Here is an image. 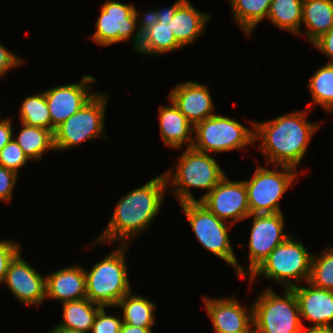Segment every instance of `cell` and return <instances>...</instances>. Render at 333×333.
Masks as SVG:
<instances>
[{
    "mask_svg": "<svg viewBox=\"0 0 333 333\" xmlns=\"http://www.w3.org/2000/svg\"><path fill=\"white\" fill-rule=\"evenodd\" d=\"M168 191L164 173L122 195L114 206L112 216L92 246L103 244L131 245L147 230L162 209Z\"/></svg>",
    "mask_w": 333,
    "mask_h": 333,
    "instance_id": "6da1fadb",
    "label": "cell"
},
{
    "mask_svg": "<svg viewBox=\"0 0 333 333\" xmlns=\"http://www.w3.org/2000/svg\"><path fill=\"white\" fill-rule=\"evenodd\" d=\"M307 110L284 113L267 121H255V143L264 154L266 166L297 168L321 122L308 121ZM260 141V143H259Z\"/></svg>",
    "mask_w": 333,
    "mask_h": 333,
    "instance_id": "7a4b0ae2",
    "label": "cell"
},
{
    "mask_svg": "<svg viewBox=\"0 0 333 333\" xmlns=\"http://www.w3.org/2000/svg\"><path fill=\"white\" fill-rule=\"evenodd\" d=\"M178 159L163 173L167 187L179 204L200 202L226 176L214 155L193 147L185 148ZM191 188L205 190V193L197 199L191 193Z\"/></svg>",
    "mask_w": 333,
    "mask_h": 333,
    "instance_id": "3957f363",
    "label": "cell"
},
{
    "mask_svg": "<svg viewBox=\"0 0 333 333\" xmlns=\"http://www.w3.org/2000/svg\"><path fill=\"white\" fill-rule=\"evenodd\" d=\"M118 247V248H117ZM130 245H119L90 270L85 269L87 298L102 307H116L126 294L131 292L126 264Z\"/></svg>",
    "mask_w": 333,
    "mask_h": 333,
    "instance_id": "277c9868",
    "label": "cell"
},
{
    "mask_svg": "<svg viewBox=\"0 0 333 333\" xmlns=\"http://www.w3.org/2000/svg\"><path fill=\"white\" fill-rule=\"evenodd\" d=\"M313 253L306 246L290 235L283 243L279 244L260 266L248 276L250 286L257 278L274 281L284 289H292L299 283L309 281Z\"/></svg>",
    "mask_w": 333,
    "mask_h": 333,
    "instance_id": "5b68a950",
    "label": "cell"
},
{
    "mask_svg": "<svg viewBox=\"0 0 333 333\" xmlns=\"http://www.w3.org/2000/svg\"><path fill=\"white\" fill-rule=\"evenodd\" d=\"M198 243L209 253L231 265L234 275L245 279V267L238 261L230 243V223L221 220L200 202L180 204Z\"/></svg>",
    "mask_w": 333,
    "mask_h": 333,
    "instance_id": "8992f818",
    "label": "cell"
},
{
    "mask_svg": "<svg viewBox=\"0 0 333 333\" xmlns=\"http://www.w3.org/2000/svg\"><path fill=\"white\" fill-rule=\"evenodd\" d=\"M251 129L227 115L214 114L194 126L193 148L208 154L226 153L234 150L248 151L255 143V121ZM253 129V130H252Z\"/></svg>",
    "mask_w": 333,
    "mask_h": 333,
    "instance_id": "52a82bcc",
    "label": "cell"
},
{
    "mask_svg": "<svg viewBox=\"0 0 333 333\" xmlns=\"http://www.w3.org/2000/svg\"><path fill=\"white\" fill-rule=\"evenodd\" d=\"M283 290L280 296L269 286L253 301L255 333H300L303 329L294 290Z\"/></svg>",
    "mask_w": 333,
    "mask_h": 333,
    "instance_id": "ba28073f",
    "label": "cell"
},
{
    "mask_svg": "<svg viewBox=\"0 0 333 333\" xmlns=\"http://www.w3.org/2000/svg\"><path fill=\"white\" fill-rule=\"evenodd\" d=\"M108 97V92L98 91L80 110L55 129L56 151L69 150L83 142L108 137L104 126Z\"/></svg>",
    "mask_w": 333,
    "mask_h": 333,
    "instance_id": "9c48e42d",
    "label": "cell"
},
{
    "mask_svg": "<svg viewBox=\"0 0 333 333\" xmlns=\"http://www.w3.org/2000/svg\"><path fill=\"white\" fill-rule=\"evenodd\" d=\"M280 167V168H279ZM295 168L273 165V169L262 167L257 161L253 176L245 179V187L251 214H272L283 212L280 200L294 185L297 178Z\"/></svg>",
    "mask_w": 333,
    "mask_h": 333,
    "instance_id": "30bf717a",
    "label": "cell"
},
{
    "mask_svg": "<svg viewBox=\"0 0 333 333\" xmlns=\"http://www.w3.org/2000/svg\"><path fill=\"white\" fill-rule=\"evenodd\" d=\"M134 8V3L130 2L104 1L100 6V14L95 24L96 30L90 36L92 41L98 46L107 47L130 40L132 49L135 51L140 44L141 34Z\"/></svg>",
    "mask_w": 333,
    "mask_h": 333,
    "instance_id": "8fae6325",
    "label": "cell"
},
{
    "mask_svg": "<svg viewBox=\"0 0 333 333\" xmlns=\"http://www.w3.org/2000/svg\"><path fill=\"white\" fill-rule=\"evenodd\" d=\"M252 228L248 241L249 259L245 268V279L248 278L268 257V255L291 234L285 233L283 212L272 214H250Z\"/></svg>",
    "mask_w": 333,
    "mask_h": 333,
    "instance_id": "7c38bea8",
    "label": "cell"
},
{
    "mask_svg": "<svg viewBox=\"0 0 333 333\" xmlns=\"http://www.w3.org/2000/svg\"><path fill=\"white\" fill-rule=\"evenodd\" d=\"M200 203L231 225L247 219L251 214L244 180L232 181L227 175Z\"/></svg>",
    "mask_w": 333,
    "mask_h": 333,
    "instance_id": "4fadbf2b",
    "label": "cell"
},
{
    "mask_svg": "<svg viewBox=\"0 0 333 333\" xmlns=\"http://www.w3.org/2000/svg\"><path fill=\"white\" fill-rule=\"evenodd\" d=\"M96 81L94 76L87 74L77 83L53 86L44 90L53 132L98 93L90 85Z\"/></svg>",
    "mask_w": 333,
    "mask_h": 333,
    "instance_id": "5bb4252c",
    "label": "cell"
},
{
    "mask_svg": "<svg viewBox=\"0 0 333 333\" xmlns=\"http://www.w3.org/2000/svg\"><path fill=\"white\" fill-rule=\"evenodd\" d=\"M3 284L21 304L33 307L46 301V275L28 264L21 251L10 262Z\"/></svg>",
    "mask_w": 333,
    "mask_h": 333,
    "instance_id": "9a60e30c",
    "label": "cell"
},
{
    "mask_svg": "<svg viewBox=\"0 0 333 333\" xmlns=\"http://www.w3.org/2000/svg\"><path fill=\"white\" fill-rule=\"evenodd\" d=\"M203 302L206 318L212 322L214 332L235 333L255 331L253 324V305L242 306L237 298L232 297H207Z\"/></svg>",
    "mask_w": 333,
    "mask_h": 333,
    "instance_id": "2e32d148",
    "label": "cell"
},
{
    "mask_svg": "<svg viewBox=\"0 0 333 333\" xmlns=\"http://www.w3.org/2000/svg\"><path fill=\"white\" fill-rule=\"evenodd\" d=\"M168 98L193 126L216 114L209 88L198 81L189 80L177 83L171 89Z\"/></svg>",
    "mask_w": 333,
    "mask_h": 333,
    "instance_id": "e0dca14e",
    "label": "cell"
},
{
    "mask_svg": "<svg viewBox=\"0 0 333 333\" xmlns=\"http://www.w3.org/2000/svg\"><path fill=\"white\" fill-rule=\"evenodd\" d=\"M185 0H176L175 3L167 8H156L158 14V22L149 30L141 35V41L136 54L142 57H152L155 55H164L175 52L183 47L176 41L173 32L170 30V17H174L176 9ZM161 8V9H160Z\"/></svg>",
    "mask_w": 333,
    "mask_h": 333,
    "instance_id": "ac0fdd59",
    "label": "cell"
},
{
    "mask_svg": "<svg viewBox=\"0 0 333 333\" xmlns=\"http://www.w3.org/2000/svg\"><path fill=\"white\" fill-rule=\"evenodd\" d=\"M293 287L298 301L300 318L303 327L304 320L312 323L311 326H333V291L313 286L308 281Z\"/></svg>",
    "mask_w": 333,
    "mask_h": 333,
    "instance_id": "d6986e66",
    "label": "cell"
},
{
    "mask_svg": "<svg viewBox=\"0 0 333 333\" xmlns=\"http://www.w3.org/2000/svg\"><path fill=\"white\" fill-rule=\"evenodd\" d=\"M87 298L86 275L79 264L65 266L46 274V300L62 303Z\"/></svg>",
    "mask_w": 333,
    "mask_h": 333,
    "instance_id": "ffe728a7",
    "label": "cell"
},
{
    "mask_svg": "<svg viewBox=\"0 0 333 333\" xmlns=\"http://www.w3.org/2000/svg\"><path fill=\"white\" fill-rule=\"evenodd\" d=\"M168 105H160L158 110L160 137L163 144L172 149L192 147L194 142V126L185 115L169 99Z\"/></svg>",
    "mask_w": 333,
    "mask_h": 333,
    "instance_id": "44dd1931",
    "label": "cell"
},
{
    "mask_svg": "<svg viewBox=\"0 0 333 333\" xmlns=\"http://www.w3.org/2000/svg\"><path fill=\"white\" fill-rule=\"evenodd\" d=\"M211 15L198 10L190 0H185L176 9L174 17H170V30L183 49L194 44L198 37L205 33Z\"/></svg>",
    "mask_w": 333,
    "mask_h": 333,
    "instance_id": "7402d4cb",
    "label": "cell"
},
{
    "mask_svg": "<svg viewBox=\"0 0 333 333\" xmlns=\"http://www.w3.org/2000/svg\"><path fill=\"white\" fill-rule=\"evenodd\" d=\"M301 25L300 35L313 44L333 27V0H303Z\"/></svg>",
    "mask_w": 333,
    "mask_h": 333,
    "instance_id": "603a6c76",
    "label": "cell"
},
{
    "mask_svg": "<svg viewBox=\"0 0 333 333\" xmlns=\"http://www.w3.org/2000/svg\"><path fill=\"white\" fill-rule=\"evenodd\" d=\"M20 123L22 125L21 130L17 136L13 134V138L30 161H37L38 163L42 160L44 154L49 153V151H56L53 131Z\"/></svg>",
    "mask_w": 333,
    "mask_h": 333,
    "instance_id": "cb8c5ba5",
    "label": "cell"
},
{
    "mask_svg": "<svg viewBox=\"0 0 333 333\" xmlns=\"http://www.w3.org/2000/svg\"><path fill=\"white\" fill-rule=\"evenodd\" d=\"M116 308L122 310L123 323L153 330L157 306L148 298L131 291L121 298Z\"/></svg>",
    "mask_w": 333,
    "mask_h": 333,
    "instance_id": "d4e9b609",
    "label": "cell"
},
{
    "mask_svg": "<svg viewBox=\"0 0 333 333\" xmlns=\"http://www.w3.org/2000/svg\"><path fill=\"white\" fill-rule=\"evenodd\" d=\"M62 306V320L57 326L90 333L95 317L102 306L91 302L88 298L68 301L60 304Z\"/></svg>",
    "mask_w": 333,
    "mask_h": 333,
    "instance_id": "484cf974",
    "label": "cell"
},
{
    "mask_svg": "<svg viewBox=\"0 0 333 333\" xmlns=\"http://www.w3.org/2000/svg\"><path fill=\"white\" fill-rule=\"evenodd\" d=\"M233 21L240 26L245 36H251L256 27L267 19L272 0H228Z\"/></svg>",
    "mask_w": 333,
    "mask_h": 333,
    "instance_id": "4316f807",
    "label": "cell"
},
{
    "mask_svg": "<svg viewBox=\"0 0 333 333\" xmlns=\"http://www.w3.org/2000/svg\"><path fill=\"white\" fill-rule=\"evenodd\" d=\"M303 0H272L267 19L280 30L300 35Z\"/></svg>",
    "mask_w": 333,
    "mask_h": 333,
    "instance_id": "83f0119b",
    "label": "cell"
},
{
    "mask_svg": "<svg viewBox=\"0 0 333 333\" xmlns=\"http://www.w3.org/2000/svg\"><path fill=\"white\" fill-rule=\"evenodd\" d=\"M308 92L311 93L312 104L318 105L328 113H333V64H324L310 77L307 83Z\"/></svg>",
    "mask_w": 333,
    "mask_h": 333,
    "instance_id": "f1b7e54d",
    "label": "cell"
},
{
    "mask_svg": "<svg viewBox=\"0 0 333 333\" xmlns=\"http://www.w3.org/2000/svg\"><path fill=\"white\" fill-rule=\"evenodd\" d=\"M20 105L19 113L22 123L52 131V121L44 91L27 96Z\"/></svg>",
    "mask_w": 333,
    "mask_h": 333,
    "instance_id": "f546056e",
    "label": "cell"
},
{
    "mask_svg": "<svg viewBox=\"0 0 333 333\" xmlns=\"http://www.w3.org/2000/svg\"><path fill=\"white\" fill-rule=\"evenodd\" d=\"M309 283L333 291V247L327 246L320 254H313Z\"/></svg>",
    "mask_w": 333,
    "mask_h": 333,
    "instance_id": "4dcf8cb0",
    "label": "cell"
},
{
    "mask_svg": "<svg viewBox=\"0 0 333 333\" xmlns=\"http://www.w3.org/2000/svg\"><path fill=\"white\" fill-rule=\"evenodd\" d=\"M30 161L24 154L22 148L12 138L0 151V166L15 171L19 174V170L26 166Z\"/></svg>",
    "mask_w": 333,
    "mask_h": 333,
    "instance_id": "1f68e13d",
    "label": "cell"
},
{
    "mask_svg": "<svg viewBox=\"0 0 333 333\" xmlns=\"http://www.w3.org/2000/svg\"><path fill=\"white\" fill-rule=\"evenodd\" d=\"M105 308L102 307L98 311L90 333H120L123 324L122 316L108 315Z\"/></svg>",
    "mask_w": 333,
    "mask_h": 333,
    "instance_id": "d6a6232c",
    "label": "cell"
},
{
    "mask_svg": "<svg viewBox=\"0 0 333 333\" xmlns=\"http://www.w3.org/2000/svg\"><path fill=\"white\" fill-rule=\"evenodd\" d=\"M21 244L16 240L2 239L0 240V285H2L10 262L20 252Z\"/></svg>",
    "mask_w": 333,
    "mask_h": 333,
    "instance_id": "836d02e7",
    "label": "cell"
},
{
    "mask_svg": "<svg viewBox=\"0 0 333 333\" xmlns=\"http://www.w3.org/2000/svg\"><path fill=\"white\" fill-rule=\"evenodd\" d=\"M18 173L0 166V199L4 203H10L18 181Z\"/></svg>",
    "mask_w": 333,
    "mask_h": 333,
    "instance_id": "e575fe53",
    "label": "cell"
},
{
    "mask_svg": "<svg viewBox=\"0 0 333 333\" xmlns=\"http://www.w3.org/2000/svg\"><path fill=\"white\" fill-rule=\"evenodd\" d=\"M0 43V77L5 76L10 70L24 64V60Z\"/></svg>",
    "mask_w": 333,
    "mask_h": 333,
    "instance_id": "d590c367",
    "label": "cell"
},
{
    "mask_svg": "<svg viewBox=\"0 0 333 333\" xmlns=\"http://www.w3.org/2000/svg\"><path fill=\"white\" fill-rule=\"evenodd\" d=\"M134 8V12L137 19V26L139 33L142 35L144 32L152 28L158 22L157 9L152 8L145 13H141L139 10Z\"/></svg>",
    "mask_w": 333,
    "mask_h": 333,
    "instance_id": "8d00e7d4",
    "label": "cell"
},
{
    "mask_svg": "<svg viewBox=\"0 0 333 333\" xmlns=\"http://www.w3.org/2000/svg\"><path fill=\"white\" fill-rule=\"evenodd\" d=\"M312 45L317 48V51L328 57L329 64H333V27Z\"/></svg>",
    "mask_w": 333,
    "mask_h": 333,
    "instance_id": "74e56055",
    "label": "cell"
},
{
    "mask_svg": "<svg viewBox=\"0 0 333 333\" xmlns=\"http://www.w3.org/2000/svg\"><path fill=\"white\" fill-rule=\"evenodd\" d=\"M12 118H0V151L13 138Z\"/></svg>",
    "mask_w": 333,
    "mask_h": 333,
    "instance_id": "f35d334b",
    "label": "cell"
},
{
    "mask_svg": "<svg viewBox=\"0 0 333 333\" xmlns=\"http://www.w3.org/2000/svg\"><path fill=\"white\" fill-rule=\"evenodd\" d=\"M120 333H153V331L149 328H141L123 323Z\"/></svg>",
    "mask_w": 333,
    "mask_h": 333,
    "instance_id": "ab89813d",
    "label": "cell"
},
{
    "mask_svg": "<svg viewBox=\"0 0 333 333\" xmlns=\"http://www.w3.org/2000/svg\"><path fill=\"white\" fill-rule=\"evenodd\" d=\"M300 333H333V326H304Z\"/></svg>",
    "mask_w": 333,
    "mask_h": 333,
    "instance_id": "60d3db41",
    "label": "cell"
},
{
    "mask_svg": "<svg viewBox=\"0 0 333 333\" xmlns=\"http://www.w3.org/2000/svg\"><path fill=\"white\" fill-rule=\"evenodd\" d=\"M48 333H83V332L68 330V329L61 328L57 325H54L53 328H51V330L48 331Z\"/></svg>",
    "mask_w": 333,
    "mask_h": 333,
    "instance_id": "b9f144b4",
    "label": "cell"
},
{
    "mask_svg": "<svg viewBox=\"0 0 333 333\" xmlns=\"http://www.w3.org/2000/svg\"><path fill=\"white\" fill-rule=\"evenodd\" d=\"M215 333H226V332H215ZM235 333H255V331H243V332H235Z\"/></svg>",
    "mask_w": 333,
    "mask_h": 333,
    "instance_id": "7bdbcfd3",
    "label": "cell"
}]
</instances>
